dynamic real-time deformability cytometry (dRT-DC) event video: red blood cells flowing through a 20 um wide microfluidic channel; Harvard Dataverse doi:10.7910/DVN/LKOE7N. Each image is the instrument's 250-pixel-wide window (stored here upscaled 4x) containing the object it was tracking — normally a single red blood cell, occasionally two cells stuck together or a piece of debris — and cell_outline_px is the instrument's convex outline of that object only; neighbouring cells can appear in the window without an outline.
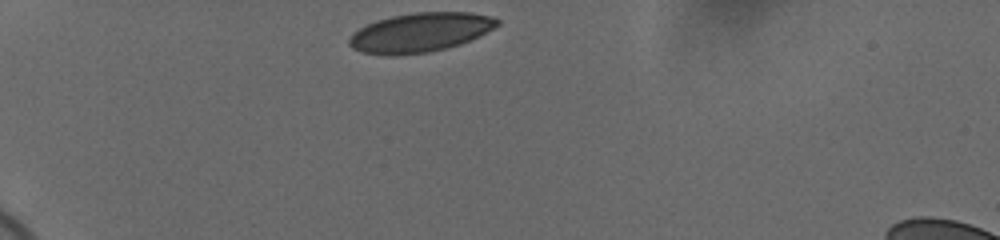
{"species": "human", "species_latin": "Homo sapiens", "temperature_condition": "cold", "stored_images_in_passage": 34, "camera_frame_rate_fps": 3000, "um_per_image_px": 0.085, "donor": {"sex": "female"}, "frame": {"image": 1, "passage_image": 1, "time_ms": 0.0, "image_size_px": [1000, 240], "cell_outline_px": [[500, 24], [480, 36], [460, 44], [428, 52], [392, 56], [384, 56], [364, 52], [352, 48], [348, 44], [348, 40], [352, 32], [376, 20], [392, 16], [412, 12], [472, 12], [492, 16], [500, 20]], "centroid_in_image_um": [35.71, 2.75], "position_along_channel_um": 49.3, "area_um2": 34.04}}
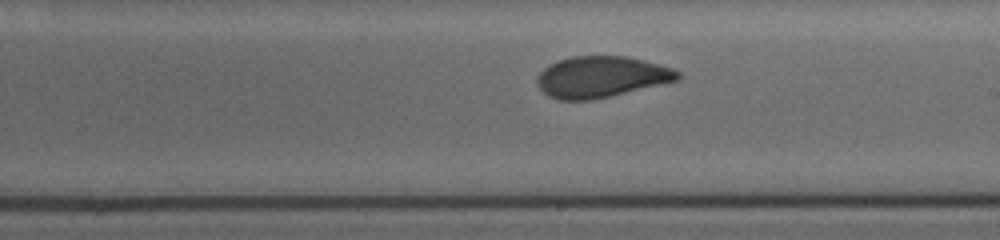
{"frame": {"image": 2, "passage_image": 20, "time_ms": 6.333, "image_size_px": [1000, 240], "cell_outline_px": [[680, 76], [676, 80], [592, 100], [560, 100], [548, 96], [536, 84], [536, 76], [548, 64], [556, 60], [572, 56], [624, 56], [644, 60], [672, 68], [680, 72]], "centroid_in_image_um": [51.03, 6.52], "position_along_channel_um": 238.0, "area_um2": 33.52}}
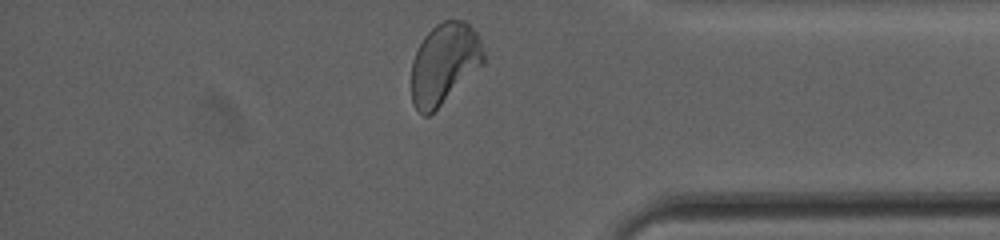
{"frame": {"image": 3, "passage_image": 34, "time_ms": 11.0, "image_size_px": [1000, 240], "cell_outline_px": [[484, 64], [428, 116], [424, 116], [412, 104], [412, 60], [424, 36], [436, 24], [444, 20], [464, 20], [476, 32], [480, 40], [484, 52]], "centroid_in_image_um": [37.76, 5.39], "position_along_channel_um": 397.4, "area_um2": 33.76}, "authors_computed_cell_mechanics": {"area_um2": 33.9575, "velocity_mm_per_s": 3.6533, "shape_relaxation_time_tau1_ms": 8.8361, "shape_relaxation_time_tau2_ms": 0.8473, "deformation_change_tau1": 0.1883, "deformation_change_tau2": 0.0609}}